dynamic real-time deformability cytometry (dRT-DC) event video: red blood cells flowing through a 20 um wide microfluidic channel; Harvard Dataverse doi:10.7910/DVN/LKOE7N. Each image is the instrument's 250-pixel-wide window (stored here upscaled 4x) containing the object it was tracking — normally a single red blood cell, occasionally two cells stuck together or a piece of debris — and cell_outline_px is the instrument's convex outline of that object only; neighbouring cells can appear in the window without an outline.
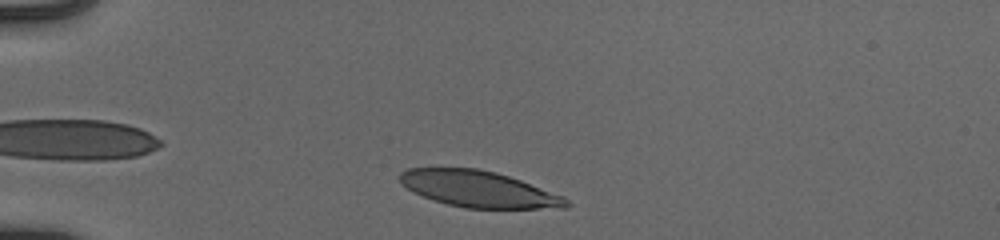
{"species": "human", "species_latin": "Homo sapiens", "temperature_condition": "cold", "stored_images_in_passage": 36, "camera_frame_rate_fps": 3000, "um_per_image_px": 0.085, "donor": {"sex": "male"}, "frame": {"image": 1, "passage_image": 3, "time_ms": 0.667, "image_size_px": [1000, 240], "cell_outline_px": [[572, 204], [568, 208], [464, 208], [432, 200], [412, 192], [400, 184], [400, 172], [408, 168], [476, 168], [496, 172], [520, 180], [564, 196]], "centroid_in_image_um": [40.67, 16.07], "position_along_channel_um": 44.3, "area_um2": 35.26}}
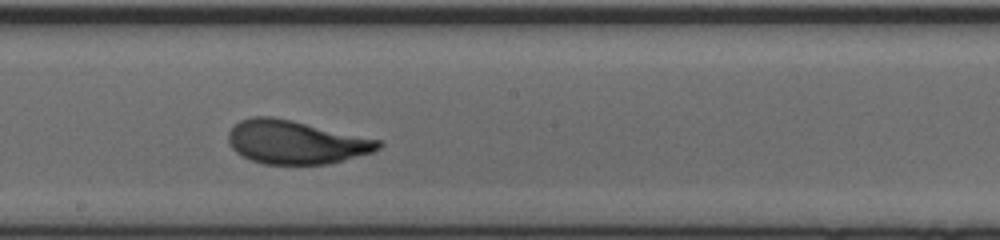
{"frame": {"image": 2, "passage_image": 20, "time_ms": 6.333, "image_size_px": [1000, 240], "cell_outline_px": [[384, 144], [380, 148], [372, 152], [328, 164], [264, 164], [252, 160], [236, 152], [228, 144], [228, 132], [240, 120], [252, 116], [272, 116], [292, 120], [380, 140]], "centroid_in_image_um": [25.12, 12.08], "position_along_channel_um": 223.1, "area_um2": 37.86}}
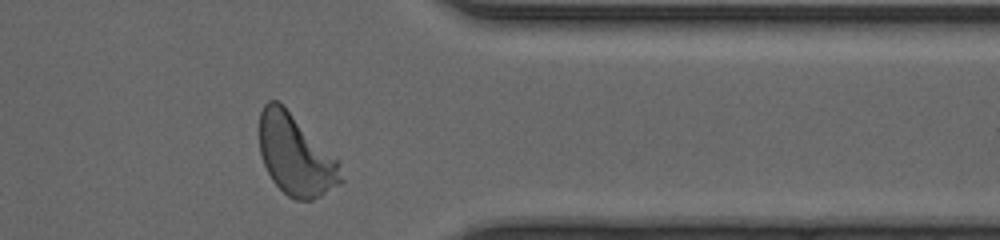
{"frame": {"image": 3, "passage_image": 33, "time_ms": 10.667, "image_size_px": [1000, 240], "cell_outline_px": [[344, 180], [340, 184], [320, 196], [312, 200], [296, 200], [288, 196], [272, 180], [264, 164], [260, 152], [256, 132], [260, 112], [264, 104], [268, 100], [276, 100], [340, 160]], "centroid_in_image_um": [25.11, 13.19], "position_along_channel_um": 386.3, "area_um2": 38.67}, "authors_computed_cell_mechanics": {"area_um2": 37.5411, "velocity_mm_per_s": 3.9067, "shape_relaxation_time_tau1_ms": 2.6738, "shape_relaxation_time_tau2_ms": null, "deformation_change_tau1": 0.1886, "deformation_change_tau2": null}}